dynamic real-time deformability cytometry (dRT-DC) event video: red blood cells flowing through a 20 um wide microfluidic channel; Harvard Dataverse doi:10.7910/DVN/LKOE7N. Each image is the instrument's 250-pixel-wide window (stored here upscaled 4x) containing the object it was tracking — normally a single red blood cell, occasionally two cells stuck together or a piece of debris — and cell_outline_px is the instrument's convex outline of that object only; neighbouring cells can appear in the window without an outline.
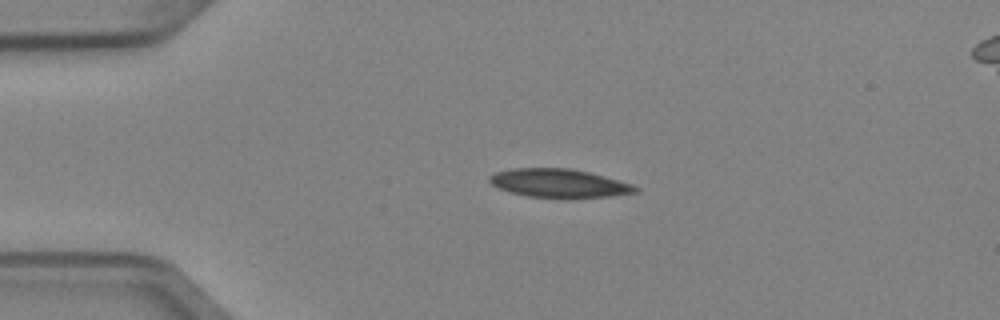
{"species": "Egyptian fruit bat (a non-hibernating species)", "species_latin": "Rousettus aegyptiacus", "temperature_condition": "cold", "stored_images_in_passage": 2, "camera_frame_rate_fps": 3000, "um_per_image_px": 0.085, "animal": {"sex": "female"}, "frame": {"image": 1, "passage_image": 1, "time_ms": 0.0, "image_size_px": [1000, 320], "cell_outline_px": [[640, 192], [612, 196], [572, 200], [564, 200], [528, 196], [512, 192], [500, 188], [492, 184], [488, 180], [488, 176], [496, 172], [512, 168], [572, 168], [604, 176], [632, 184], [640, 188]], "centroid_in_image_um": [47.58, 15.61], "position_along_channel_um": 37.4, "area_um2": 24.97}}